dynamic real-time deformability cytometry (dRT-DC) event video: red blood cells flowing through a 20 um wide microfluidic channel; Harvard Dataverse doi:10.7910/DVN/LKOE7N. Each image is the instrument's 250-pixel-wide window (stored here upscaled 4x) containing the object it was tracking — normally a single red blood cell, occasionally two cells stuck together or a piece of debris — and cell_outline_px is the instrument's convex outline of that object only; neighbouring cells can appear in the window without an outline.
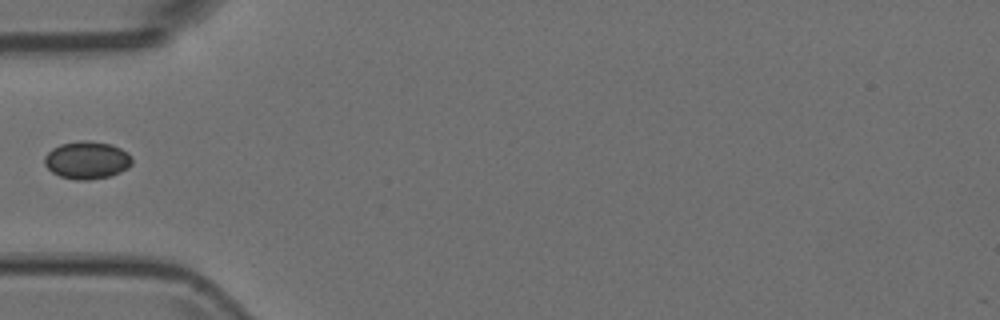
{"species": "Egyptian fruit bat (a non-hibernating species)", "species_latin": "Rousettus aegyptiacus", "temperature_condition": "room temperature", "stored_images_in_passage": 4, "camera_frame_rate_fps": 3000, "um_per_image_px": 0.085, "animal": {"sex": "female"}, "frame": {"image": 1, "passage_image": 3, "time_ms": 0.667, "image_size_px": [1000, 320], "cell_outline_px": [[132, 164], [128, 168], [112, 176], [88, 180], [76, 180], [60, 176], [52, 172], [44, 164], [44, 156], [52, 148], [60, 144], [80, 140], [88, 140], [112, 144], [128, 152], [132, 156]], "centroid_in_image_um": [7.41, 13.6], "position_along_channel_um": 77.6, "area_um2": 19.48}}
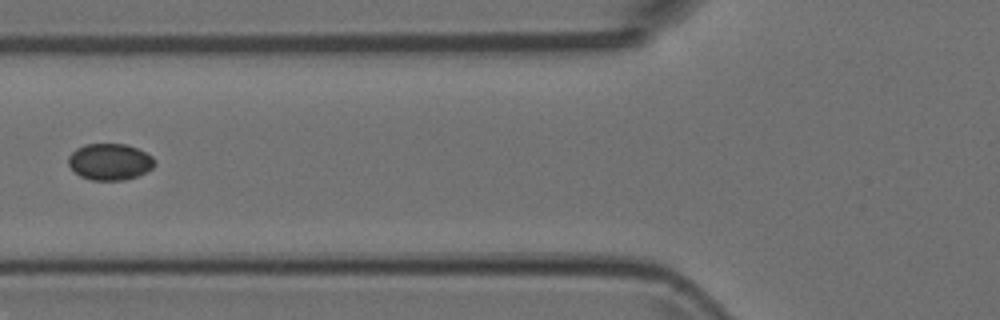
{"frame": {"image": 2, "passage_image": 4, "time_ms": 1.0, "image_size_px": [1000, 320], "cell_outline_px": [[156, 164], [152, 168], [136, 176], [124, 180], [92, 180], [80, 176], [68, 164], [68, 156], [76, 148], [84, 144], [124, 144], [136, 148], [152, 156]], "centroid_in_image_um": [9.32, 13.75], "position_along_channel_um": 116.5, "area_um2": 18.21}}